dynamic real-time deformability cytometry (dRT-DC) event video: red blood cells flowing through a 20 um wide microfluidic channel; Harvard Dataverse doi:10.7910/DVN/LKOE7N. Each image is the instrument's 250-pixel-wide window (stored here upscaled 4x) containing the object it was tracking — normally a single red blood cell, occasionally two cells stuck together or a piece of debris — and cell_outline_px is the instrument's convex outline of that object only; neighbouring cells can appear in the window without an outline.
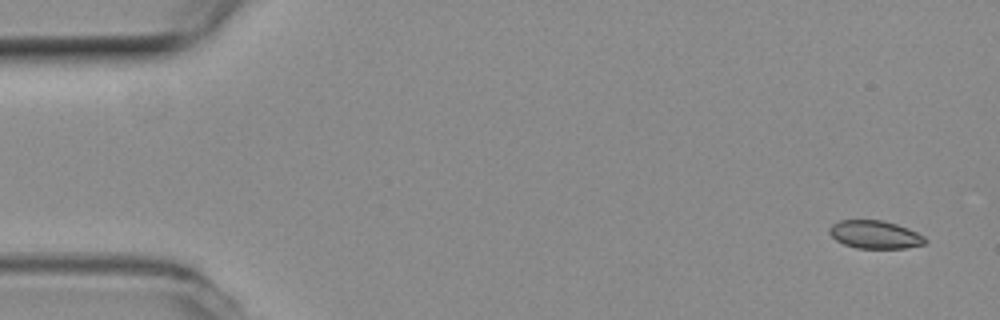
{"species": "common noctule bat (a hibernating species)", "species_latin": "Nyctalus noctula", "temperature_condition": "room temperature", "stored_images_in_passage": 4, "camera_frame_rate_fps": 3000, "um_per_image_px": 0.085, "animal": {"sex": "female", "body_mass_g": 19.3, "forearm_length_mm": 54.1}, "frame": {"image": 1, "passage_image": 1, "time_ms": 0.0, "image_size_px": [1000, 320], "cell_outline_px": [[928, 240], [924, 244], [904, 248], [856, 248], [844, 244], [836, 240], [828, 232], [828, 228], [832, 224], [840, 220], [880, 220], [896, 224], [908, 228], [924, 236]], "centroid_in_image_um": [74.36, 19.94], "position_along_channel_um": 10.6, "area_um2": 15.61}}